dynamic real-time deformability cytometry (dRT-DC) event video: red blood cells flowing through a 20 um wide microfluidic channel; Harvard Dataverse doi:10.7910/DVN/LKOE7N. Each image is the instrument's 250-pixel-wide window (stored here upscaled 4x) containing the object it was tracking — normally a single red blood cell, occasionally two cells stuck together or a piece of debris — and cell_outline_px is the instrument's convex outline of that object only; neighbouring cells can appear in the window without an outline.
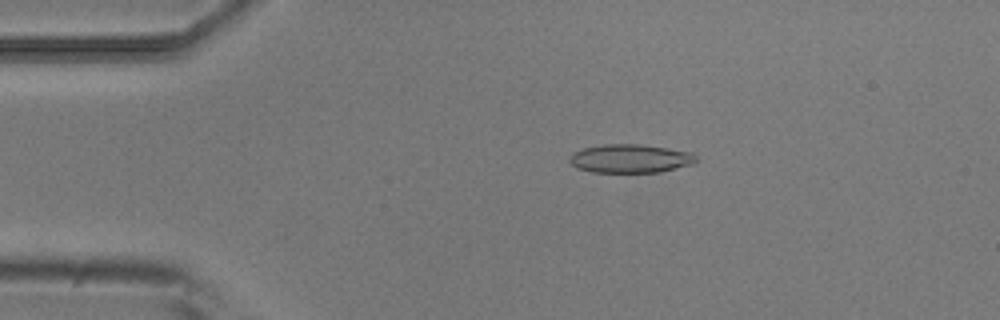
{"species": "common noctule bat (a hibernating species)", "species_latin": "Nyctalus noctula", "temperature_condition": "room temperature", "stored_images_in_passage": 4, "camera_frame_rate_fps": 3000, "um_per_image_px": 0.085, "animal": {"sex": "male", "body_mass_g": 20.5, "forearm_length_mm": 52.5}, "frame": {"image": 1, "passage_image": 2, "time_ms": 0.333, "image_size_px": [1000, 320], "cell_outline_px": [[696, 160], [692, 164], [660, 172], [592, 172], [576, 168], [568, 160], [572, 152], [584, 148], [604, 144], [640, 144], [668, 148], [692, 152], [696, 156]], "centroid_in_image_um": [53.55, 13.47], "position_along_channel_um": 31.4, "area_um2": 21.1}}
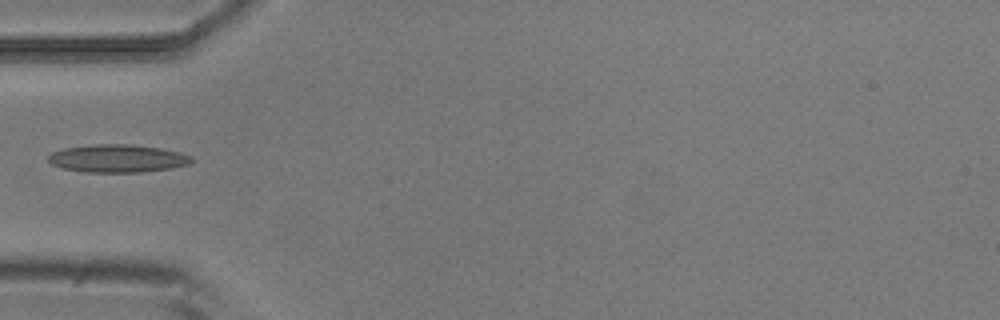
{"frame": {"image": 2, "passage_image": 4, "time_ms": 1.0, "image_size_px": [1000, 320], "cell_outline_px": [[192, 160], [188, 164], [172, 168], [140, 172], [88, 172], [64, 168], [52, 164], [48, 160], [48, 156], [52, 152], [64, 148], [92, 144], [128, 144], [160, 148], [180, 152], [192, 156]], "centroid_in_image_um": [9.99, 13.46], "position_along_channel_um": 75.0, "area_um2": 23.12}}